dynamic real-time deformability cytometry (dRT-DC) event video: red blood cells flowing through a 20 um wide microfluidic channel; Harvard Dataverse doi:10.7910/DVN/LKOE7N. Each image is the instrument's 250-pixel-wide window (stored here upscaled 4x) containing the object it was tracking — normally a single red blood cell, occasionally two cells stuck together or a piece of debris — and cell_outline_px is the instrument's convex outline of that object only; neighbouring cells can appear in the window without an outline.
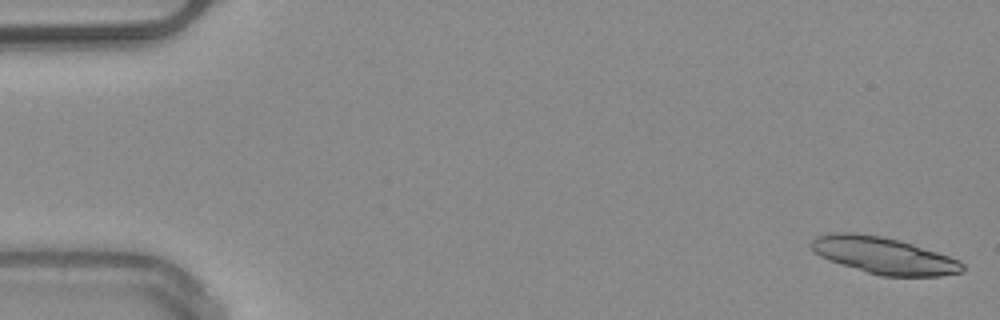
{"species": "common noctule bat (a hibernating species)", "species_latin": "Nyctalus noctula", "temperature_condition": "warm", "stored_images_in_passage": 51, "camera_frame_rate_fps": 3000, "um_per_image_px": 0.085, "animal": {"sex": "male", "body_mass_g": 20.4}, "frame": {"image": 1, "passage_image": 1, "time_ms": 0.0, "image_size_px": [1000, 320], "cell_outline_px": [[964, 272], [940, 276], [880, 276], [840, 264], [828, 260], [820, 256], [808, 244], [816, 236], [832, 232], [852, 232], [880, 236], [900, 240], [960, 260], [964, 264]], "centroid_in_image_um": [75.11, 21.72], "position_along_channel_um": 9.9, "area_um2": 32.37}}